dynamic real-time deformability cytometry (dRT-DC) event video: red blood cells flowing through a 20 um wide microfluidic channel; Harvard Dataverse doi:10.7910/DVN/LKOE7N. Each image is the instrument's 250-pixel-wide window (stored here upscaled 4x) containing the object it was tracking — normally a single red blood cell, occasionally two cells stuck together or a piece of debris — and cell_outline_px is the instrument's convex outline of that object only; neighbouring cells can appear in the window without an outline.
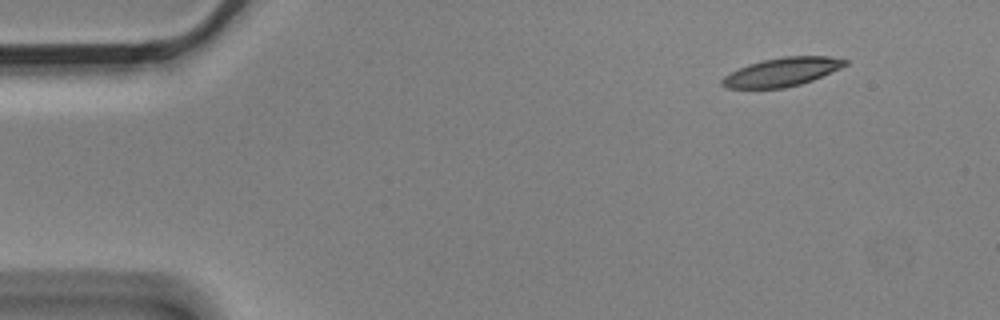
{"species": "Egyptian fruit bat (a non-hibernating species)", "species_latin": "Rousettus aegyptiacus", "temperature_condition": "cold", "stored_images_in_passage": 4, "camera_frame_rate_fps": 3000, "um_per_image_px": 0.085, "animal": {"sex": "male"}, "frame": {"image": 1, "passage_image": 1, "time_ms": 0.0, "image_size_px": [1000, 320], "cell_outline_px": [[848, 64], [840, 68], [812, 80], [800, 84], [784, 88], [724, 88], [720, 84], [720, 80], [724, 76], [748, 64], [764, 60], [784, 56], [828, 56], [848, 60]], "centroid_in_image_um": [66.46, 6.12], "position_along_channel_um": 18.5, "area_um2": 20.35}}
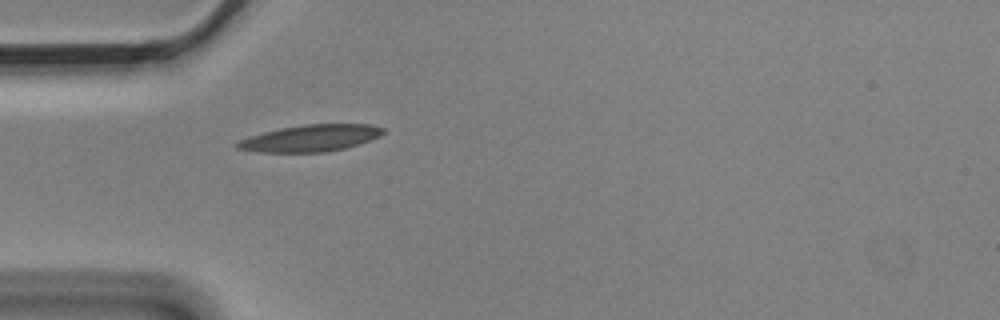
{"frame": {"image": 2, "passage_image": 4, "time_ms": 1.0, "image_size_px": [1000, 320], "cell_outline_px": [[384, 132], [380, 136], [344, 148], [324, 152], [256, 152], [236, 148], [232, 144], [248, 136], [280, 128], [304, 124], [372, 124], [384, 128]], "centroid_in_image_um": [26.34, 11.74], "position_along_channel_um": 58.7, "area_um2": 22.66}}